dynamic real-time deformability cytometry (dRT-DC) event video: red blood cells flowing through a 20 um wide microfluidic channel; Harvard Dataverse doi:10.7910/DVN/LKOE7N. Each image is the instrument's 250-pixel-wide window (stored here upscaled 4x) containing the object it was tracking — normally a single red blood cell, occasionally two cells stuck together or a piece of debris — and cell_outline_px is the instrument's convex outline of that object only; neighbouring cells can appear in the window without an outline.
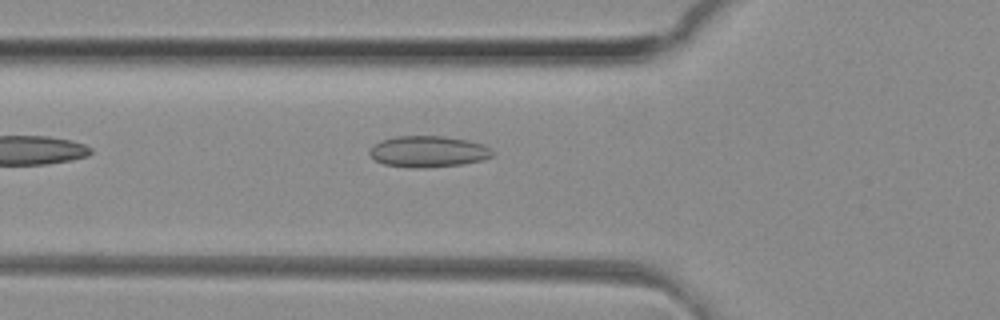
{"species": "common noctule bat (a hibernating species)", "species_latin": "Nyctalus noctula", "temperature_condition": "room temperature", "stored_images_in_passage": 36, "camera_frame_rate_fps": 3000, "um_per_image_px": 0.085, "animal": {"sex": "female", "body_mass_g": 29.2, "forearm_length_mm": 56.3}, "frame": {"image": 1, "passage_image": 4, "time_ms": 1.0, "image_size_px": [1000, 320], "cell_outline_px": [[492, 156], [484, 160], [464, 164], [424, 168], [412, 168], [384, 164], [376, 160], [368, 152], [380, 140], [396, 136], [444, 136], [468, 140], [484, 144], [492, 152]], "centroid_in_image_um": [36.42, 12.88], "position_along_channel_um": 89.4, "area_um2": 22.37}}
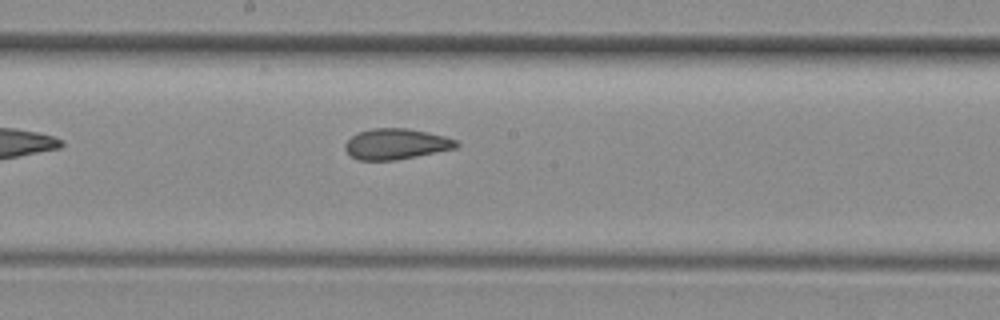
{"frame": {"image": 2, "passage_image": 13, "time_ms": 4.0, "image_size_px": [1000, 320], "cell_outline_px": [[460, 144], [456, 148], [396, 160], [360, 160], [352, 156], [344, 148], [344, 144], [352, 136], [360, 132], [372, 128], [404, 128], [428, 132], [444, 136], [456, 140]], "centroid_in_image_um": [33.67, 12.24], "position_along_channel_um": 214.5, "area_um2": 19.71}}
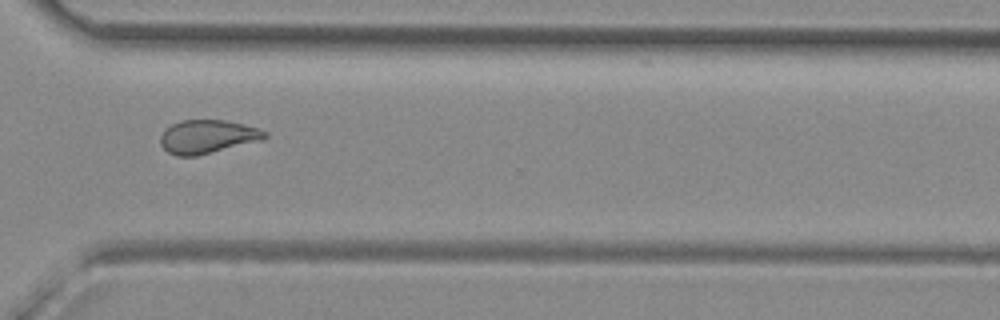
{"frame": {"image": 3, "passage_image": 23, "time_ms": 7.333, "image_size_px": [1000, 320], "cell_outline_px": [[268, 136], [260, 140], [196, 156], [176, 156], [168, 152], [160, 144], [160, 136], [172, 124], [180, 120], [224, 120], [244, 124], [260, 128], [268, 132]], "centroid_in_image_um": [17.64, 11.61], "position_along_channel_um": 353.0, "area_um2": 20.23}, "authors_computed_cell_mechanics": {"area_um2": 20.3456, "velocity_mm_per_s": 4.1553, "shape_relaxation_time_tau1_ms": null, "shape_relaxation_time_tau2_ms": 1.8305, "deformation_change_tau1": null, "deformation_change_tau2": 0.0895}}